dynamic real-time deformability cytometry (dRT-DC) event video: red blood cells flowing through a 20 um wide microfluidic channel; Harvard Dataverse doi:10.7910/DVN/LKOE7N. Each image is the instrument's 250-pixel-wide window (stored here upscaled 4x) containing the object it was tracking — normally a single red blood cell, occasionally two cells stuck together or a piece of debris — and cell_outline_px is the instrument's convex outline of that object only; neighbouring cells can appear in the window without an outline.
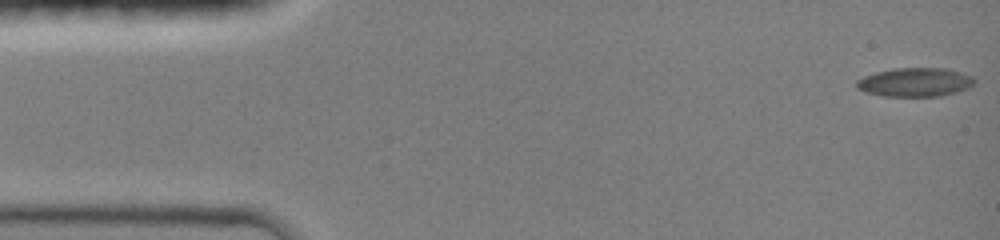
{"species": "common noctule bat (a hibernating species)", "species_latin": "Nyctalus noctula", "temperature_condition": "room temperature", "stored_images_in_passage": 46, "camera_frame_rate_fps": 3000, "um_per_image_px": 0.085, "animal": {"sex": "female", "body_mass_g": 19.0, "forearm_length_mm": 51.5}, "frame": {"image": 1, "passage_image": 1, "time_ms": 0.0, "image_size_px": [1000, 240], "cell_outline_px": [[976, 80], [968, 88], [956, 92], [940, 96], [884, 96], [868, 92], [856, 88], [856, 80], [864, 76], [876, 72], [892, 68], [948, 68], [972, 76]], "centroid_in_image_um": [77.78, 6.98], "position_along_channel_um": 7.2, "area_um2": 19.77}}
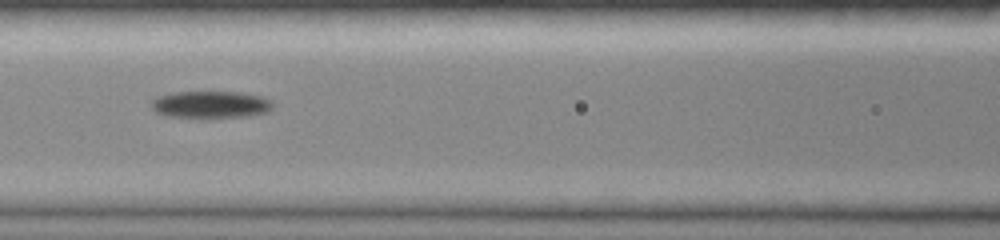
{"frame": {"image": 2, "passage_image": 20, "time_ms": 6.333, "image_size_px": [1000, 240], "cell_outline_px": [[272, 108], [268, 112], [244, 116], [168, 116], [156, 112], [152, 108], [152, 100], [156, 96], [172, 92], [240, 92], [264, 96], [272, 100]], "centroid_in_image_um": [17.93, 8.85], "position_along_channel_um": 148.7, "area_um2": 18.84}}
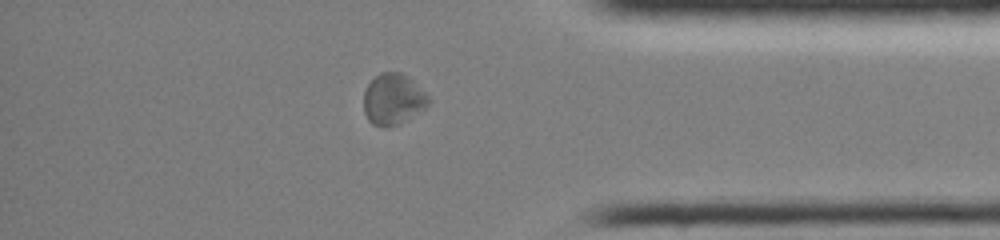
{"frame": {"image": 3, "passage_image": 39, "time_ms": 12.667, "image_size_px": [1000, 240], "cell_outline_px": [[432, 100], [424, 108], [400, 124], [388, 128], [384, 128], [372, 124], [368, 120], [364, 112], [364, 92], [368, 84], [380, 72], [400, 72], [408, 76]], "centroid_in_image_um": [33.4, 8.45], "position_along_channel_um": 401.8, "area_um2": 19.31}, "authors_computed_cell_mechanics": {"area_um2": 19.0162, "velocity_mm_per_s": 4.128, "shape_relaxation_time_tau1_ms": null, "shape_relaxation_time_tau2_ms": 2.4387, "deformation_change_tau1": null, "deformation_change_tau2": 0.0772}}